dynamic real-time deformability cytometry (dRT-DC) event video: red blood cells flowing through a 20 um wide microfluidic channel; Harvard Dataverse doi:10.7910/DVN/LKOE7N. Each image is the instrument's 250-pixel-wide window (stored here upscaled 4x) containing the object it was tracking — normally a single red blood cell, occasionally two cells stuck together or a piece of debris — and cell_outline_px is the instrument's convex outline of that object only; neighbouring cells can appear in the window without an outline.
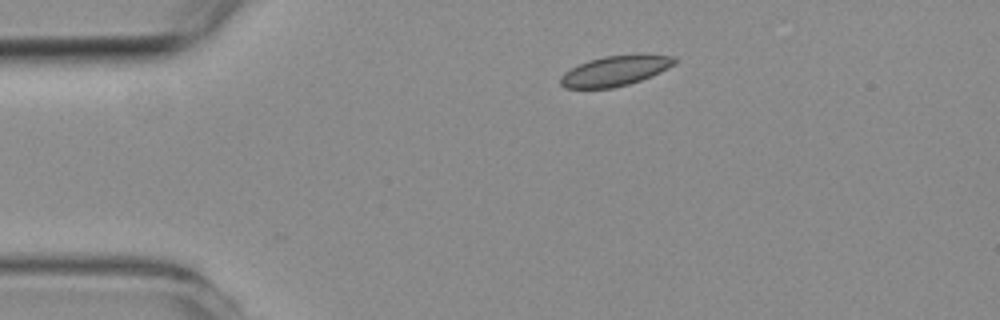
{"species": "common noctule bat (a hibernating species)", "species_latin": "Nyctalus noctula", "temperature_condition": "room temperature", "stored_images_in_passage": 3, "camera_frame_rate_fps": 3000, "um_per_image_px": 0.085, "animal": {"sex": "female", "body_mass_g": 19.3, "forearm_length_mm": 54.1}, "frame": {"image": 1, "passage_image": 1, "time_ms": 0.0, "image_size_px": [1000, 320], "cell_outline_px": [[676, 60], [668, 68], [660, 72], [640, 80], [628, 84], [612, 88], [564, 88], [560, 84], [560, 76], [564, 72], [588, 60], [604, 56], [640, 52], [676, 56]], "centroid_in_image_um": [52.31, 5.98], "position_along_channel_um": 32.7, "area_um2": 20.4}}
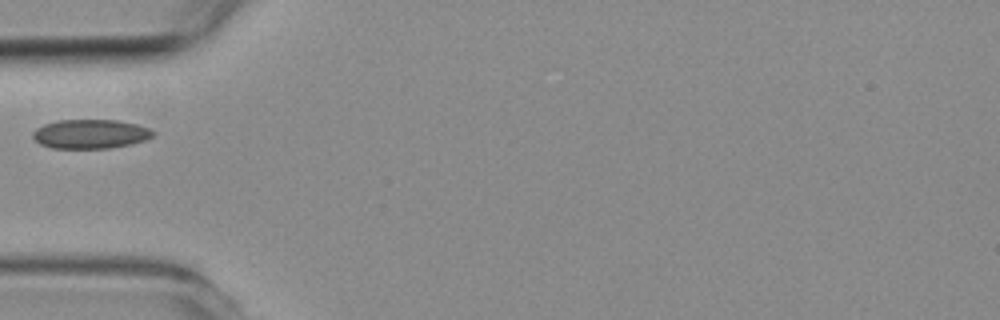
{"frame": {"image": 2, "passage_image": 3, "time_ms": 2.333, "image_size_px": [1000, 320], "cell_outline_px": [[156, 132], [152, 136], [144, 140], [128, 144], [108, 148], [52, 148], [40, 144], [32, 136], [32, 132], [36, 128], [44, 124], [56, 120], [120, 120], [136, 124], [148, 128]], "centroid_in_image_um": [7.65, 11.38], "position_along_channel_um": 77.3, "area_um2": 20.35}}